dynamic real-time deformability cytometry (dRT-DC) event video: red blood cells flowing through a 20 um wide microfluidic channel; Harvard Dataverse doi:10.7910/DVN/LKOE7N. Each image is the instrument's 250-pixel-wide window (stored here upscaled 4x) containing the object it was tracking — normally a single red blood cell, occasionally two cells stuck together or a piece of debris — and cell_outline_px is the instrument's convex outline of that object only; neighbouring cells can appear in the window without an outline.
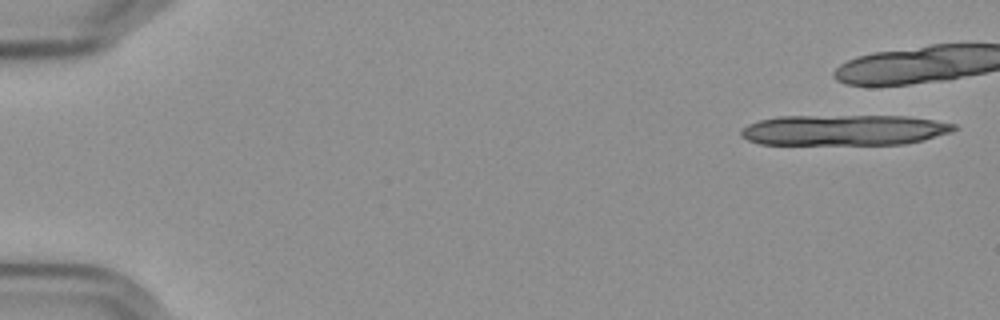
{"species": "Egyptian fruit bat (a non-hibernating species)", "species_latin": "Rousettus aegyptiacus", "temperature_condition": "cold", "stored_images_in_passage": 8, "camera_frame_rate_fps": 3000, "um_per_image_px": 0.085, "frame": {"image": 1, "passage_image": 1, "time_ms": 0.0, "image_size_px": [1000, 320], "cell_outline_px": [[960, 128], [952, 132], [924, 140], [904, 144], [760, 144], [748, 140], [740, 136], [740, 128], [748, 124], [760, 120], [780, 116], [908, 116], [956, 124]], "centroid_in_image_um": [71.77, 11.05], "position_along_channel_um": 13.2, "area_um2": 38.21}}